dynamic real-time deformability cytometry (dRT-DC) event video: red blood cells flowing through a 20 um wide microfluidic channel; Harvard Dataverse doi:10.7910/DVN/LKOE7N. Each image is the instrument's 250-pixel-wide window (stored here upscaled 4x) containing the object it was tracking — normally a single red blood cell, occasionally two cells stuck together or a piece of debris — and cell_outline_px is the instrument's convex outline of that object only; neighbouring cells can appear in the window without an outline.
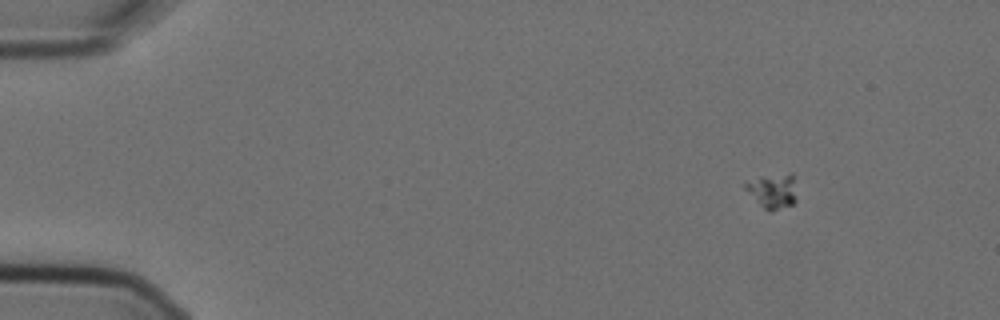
{"species": "Egyptian fruit bat (a non-hibernating species)", "species_latin": "Rousettus aegyptiacus", "temperature_condition": "cold", "stored_images_in_passage": 5, "camera_frame_rate_fps": 3000, "um_per_image_px": 0.085, "animal": {"sex": "female"}, "frame": {"image": 1, "passage_image": 2, "time_ms": 0.333, "image_size_px": [1000, 320], "cell_outline_px": [[796, 200], [792, 204], [772, 212], [768, 212], [744, 188], [744, 184], [760, 176], [792, 172]], "centroid_in_image_um": [65.69, 16.22], "position_along_channel_um": 19.3, "area_um2": 10.29}}
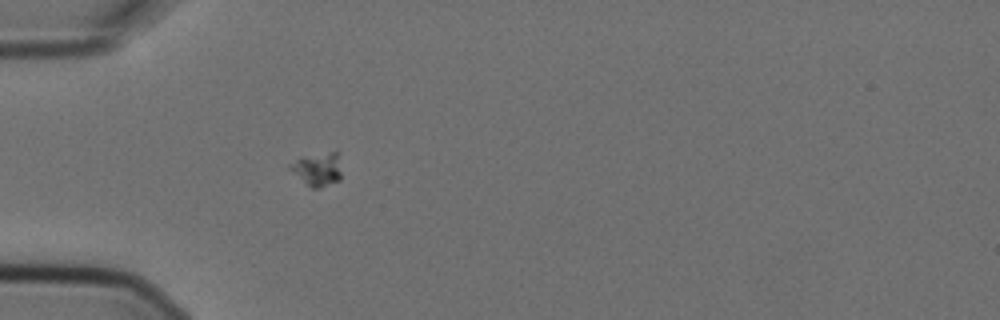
{"frame": {"image": 2, "passage_image": 5, "time_ms": 1.333, "image_size_px": [1000, 320], "cell_outline_px": [[340, 180], [320, 188], [312, 188], [288, 168], [288, 164], [300, 156], [336, 148], [340, 172]], "centroid_in_image_um": [26.98, 14.31], "position_along_channel_um": 58.0, "area_um2": 10.29}}